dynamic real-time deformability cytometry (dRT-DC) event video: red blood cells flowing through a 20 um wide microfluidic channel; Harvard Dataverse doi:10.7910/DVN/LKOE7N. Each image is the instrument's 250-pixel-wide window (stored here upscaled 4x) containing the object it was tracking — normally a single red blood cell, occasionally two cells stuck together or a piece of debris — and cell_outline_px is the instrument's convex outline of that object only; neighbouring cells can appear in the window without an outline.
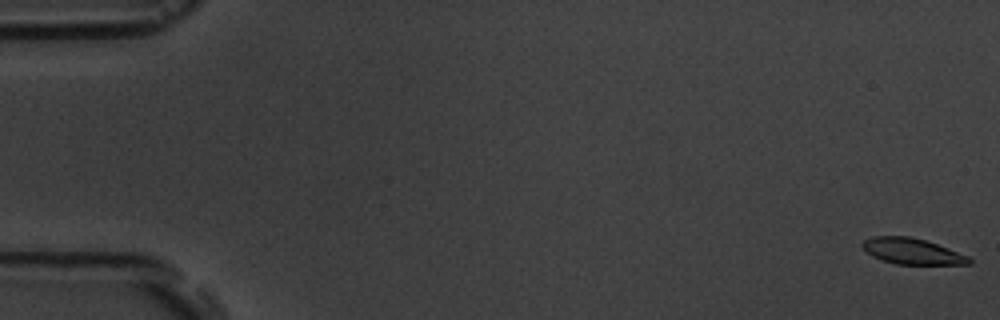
{"species": "common noctule bat (a hibernating species)", "species_latin": "Nyctalus noctula", "temperature_condition": "room temperature", "stored_images_in_passage": 9, "camera_frame_rate_fps": 3000, "um_per_image_px": 0.085, "animal": {"sex": "male", "body_mass_g": 19.5, "forearm_length_mm": 54.6}, "frame": {"image": 1, "passage_image": 1, "time_ms": 0.0, "image_size_px": [1000, 320], "cell_outline_px": [[972, 264], [896, 264], [880, 260], [872, 256], [860, 244], [864, 240], [872, 236], [908, 236], [924, 240], [936, 244], [968, 256], [972, 260]], "centroid_in_image_um": [77.49, 21.36], "position_along_channel_um": 7.5, "area_um2": 15.95}}
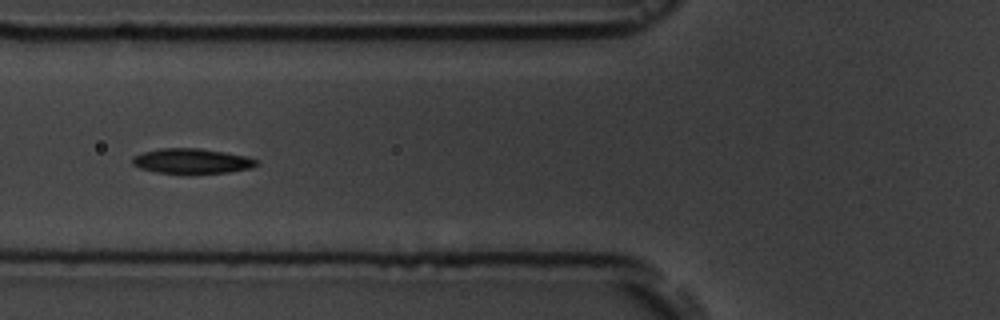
{"frame": {"image": 2, "passage_image": 7, "time_ms": 7.0, "image_size_px": [1000, 320], "cell_outline_px": [[260, 164], [252, 168], [228, 172], [156, 172], [140, 168], [132, 164], [132, 156], [144, 152], [160, 148], [200, 148], [248, 156], [260, 160]], "centroid_in_image_um": [16.36, 13.67], "position_along_channel_um": 109.4, "area_um2": 17.92}}
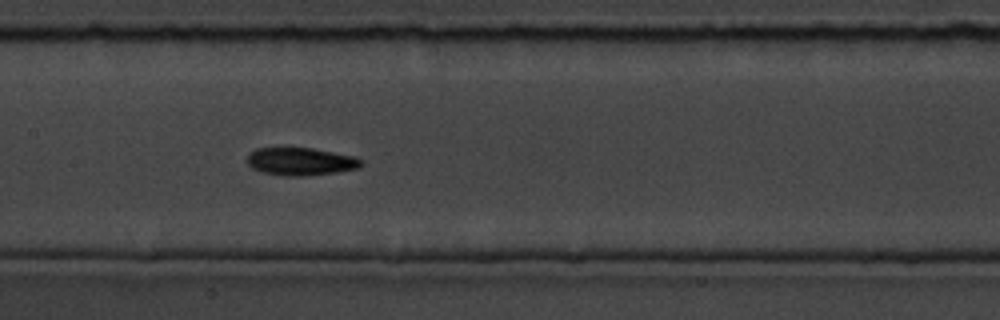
{"frame": {"image": 3, "passage_image": 9, "time_ms": 9.0, "image_size_px": [1000, 320], "cell_outline_px": [[364, 164], [360, 168], [336, 172], [304, 176], [284, 176], [264, 172], [252, 168], [248, 164], [248, 156], [256, 148], [312, 148], [356, 156], [364, 160]], "centroid_in_image_um": [25.63, 13.73], "position_along_channel_um": 181.8, "area_um2": 18.5}}